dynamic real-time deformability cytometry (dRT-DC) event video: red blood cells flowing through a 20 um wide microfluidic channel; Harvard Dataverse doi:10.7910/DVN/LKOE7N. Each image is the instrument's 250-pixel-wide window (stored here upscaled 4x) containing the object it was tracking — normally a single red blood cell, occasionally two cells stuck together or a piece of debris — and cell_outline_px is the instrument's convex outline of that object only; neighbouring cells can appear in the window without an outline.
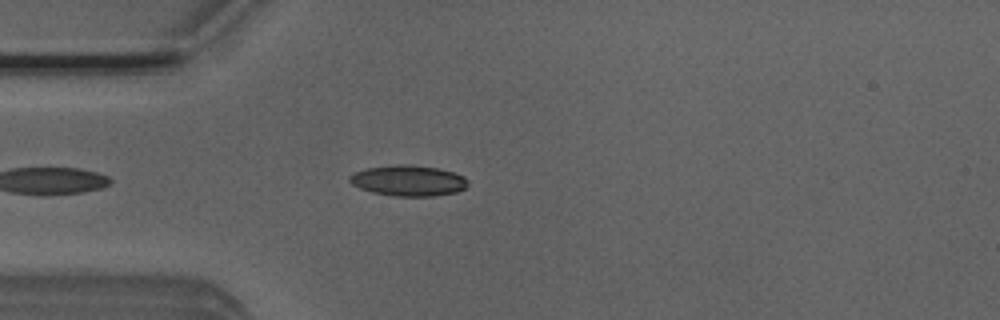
{"species": "Egyptian fruit bat (a non-hibernating species)", "species_latin": "Rousettus aegyptiacus", "temperature_condition": "room temperature", "stored_images_in_passage": 43, "camera_frame_rate_fps": 3000, "um_per_image_px": 0.085, "animal": {"sex": "male"}, "frame": {"image": 1, "passage_image": 5, "time_ms": 1.333, "image_size_px": [1000, 320], "cell_outline_px": [[468, 184], [464, 188], [456, 192], [432, 196], [392, 196], [372, 192], [360, 188], [352, 184], [348, 180], [348, 176], [352, 172], [364, 168], [400, 164], [440, 168], [464, 176], [468, 180]], "centroid_in_image_um": [34.67, 15.35], "position_along_channel_um": 50.3, "area_um2": 21.27}}
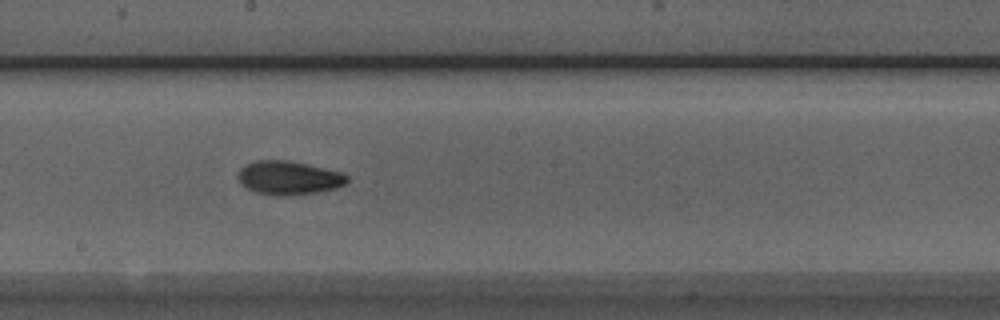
{"frame": {"image": 2, "passage_image": 19, "time_ms": 6.0, "image_size_px": [1000, 320], "cell_outline_px": [[348, 180], [344, 184], [336, 188], [316, 192], [284, 196], [276, 196], [256, 192], [240, 184], [236, 176], [240, 168], [244, 164], [256, 160], [288, 160], [344, 172], [348, 176]], "centroid_in_image_um": [24.51, 15.1], "position_along_channel_um": 223.7, "area_um2": 21.62}}
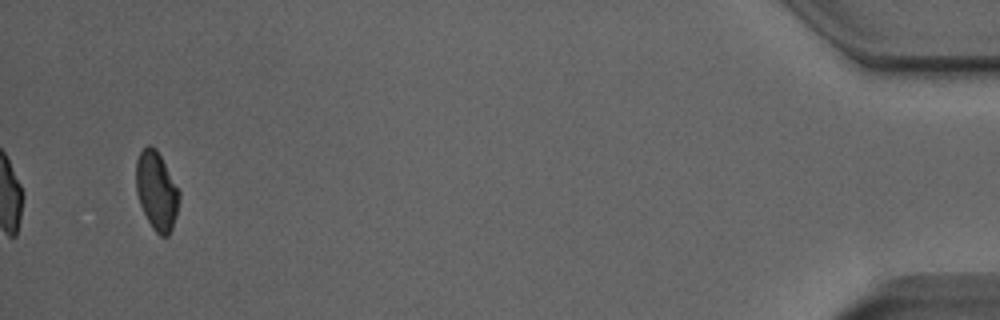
{"frame": {"image": 3, "passage_image": 41, "time_ms": 13.333, "image_size_px": [1000, 320], "cell_outline_px": [[180, 196], [176, 216], [172, 228], [168, 236], [160, 236], [152, 228], [140, 204], [136, 192], [136, 160], [140, 152], [148, 144], [152, 144], [156, 148], [180, 192]], "centroid_in_image_um": [13.3, 16.21], "position_along_channel_um": 421.9, "area_um2": 19.65}, "authors_computed_cell_mechanics": {"area_um2": 20.6346, "velocity_mm_per_s": 3.8976, "shape_relaxation_time_tau1_ms": 5.5386, "shape_relaxation_time_tau2_ms": 3.1095, "deformation_change_tau1": 0.155, "deformation_change_tau2": 0.0775}}